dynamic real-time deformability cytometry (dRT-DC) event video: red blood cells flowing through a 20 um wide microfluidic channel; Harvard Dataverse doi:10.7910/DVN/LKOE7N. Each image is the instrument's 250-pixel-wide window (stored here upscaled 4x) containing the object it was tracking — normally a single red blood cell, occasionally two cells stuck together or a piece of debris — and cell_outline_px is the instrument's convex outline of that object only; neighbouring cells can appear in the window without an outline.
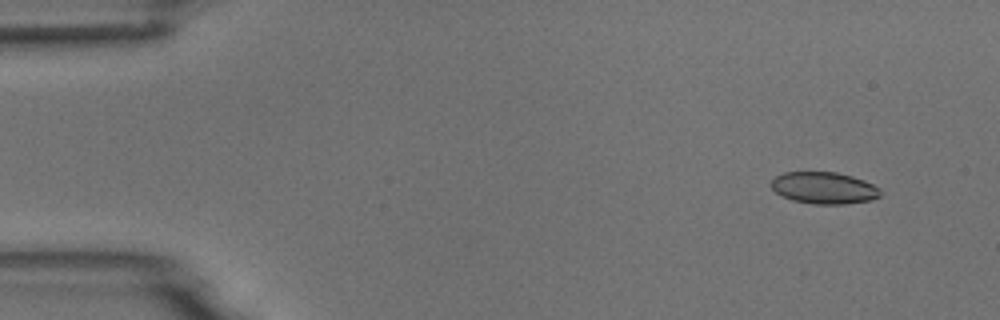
{"species": "common noctule bat (a hibernating species)", "species_latin": "Nyctalus noctula", "temperature_condition": "room temperature", "stored_images_in_passage": 4, "camera_frame_rate_fps": 3000, "um_per_image_px": 0.085, "animal": {"sex": "male", "body_mass_g": 18.8}, "frame": {"image": 1, "passage_image": 1, "time_ms": 0.0, "image_size_px": [1000, 320], "cell_outline_px": [[880, 196], [872, 200], [844, 204], [812, 204], [792, 200], [776, 192], [768, 184], [776, 176], [784, 172], [836, 172], [852, 176], [864, 180], [880, 188]], "centroid_in_image_um": [70.03, 15.97], "position_along_channel_um": 15.0, "area_um2": 20.29}}
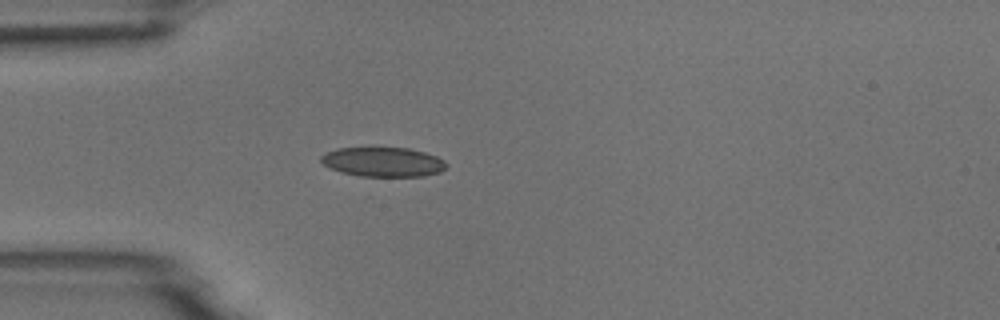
{"frame": {"image": 2, "passage_image": 4, "time_ms": 1.0, "image_size_px": [1000, 320], "cell_outline_px": [[448, 164], [440, 172], [424, 176], [368, 180], [340, 172], [324, 164], [320, 160], [320, 156], [336, 148], [372, 144], [408, 148], [424, 152], [436, 156], [444, 160]], "centroid_in_image_um": [32.51, 13.77], "position_along_channel_um": 52.5, "area_um2": 23.52}}